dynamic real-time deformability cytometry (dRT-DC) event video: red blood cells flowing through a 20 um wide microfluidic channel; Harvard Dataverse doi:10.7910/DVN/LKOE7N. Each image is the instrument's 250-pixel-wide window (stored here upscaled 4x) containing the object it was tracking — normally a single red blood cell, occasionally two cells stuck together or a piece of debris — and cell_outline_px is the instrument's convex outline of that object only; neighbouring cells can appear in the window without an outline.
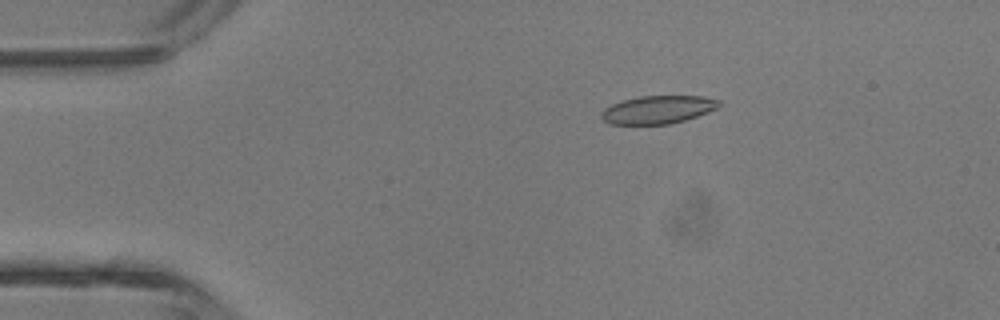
{"species": "common noctule bat (a hibernating species)", "species_latin": "Nyctalus noctula", "temperature_condition": "room temperature", "stored_images_in_passage": 43, "camera_frame_rate_fps": 3000, "um_per_image_px": 0.085, "animal": {"sex": "male", "body_mass_g": 13.3}, "frame": {"image": 1, "passage_image": 8, "time_ms": 2.333, "image_size_px": [1000, 320], "cell_outline_px": [[720, 104], [716, 108], [708, 112], [684, 120], [668, 124], [608, 124], [600, 116], [604, 108], [612, 104], [624, 100], [640, 96], [704, 96], [720, 100]], "centroid_in_image_um": [55.91, 9.32], "position_along_channel_um": 29.1, "area_um2": 19.07}}
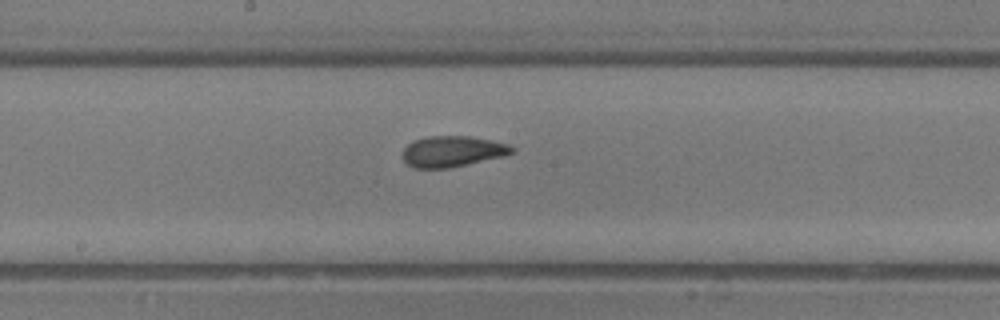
{"frame": {"image": 2, "passage_image": 23, "time_ms": 7.333, "image_size_px": [1000, 320], "cell_outline_px": [[516, 148], [512, 152], [504, 156], [448, 168], [416, 168], [408, 164], [404, 160], [404, 148], [412, 140], [428, 136], [468, 136], [492, 140], [508, 144]], "centroid_in_image_um": [38.46, 12.86], "position_along_channel_um": 209.7, "area_um2": 19.54}}
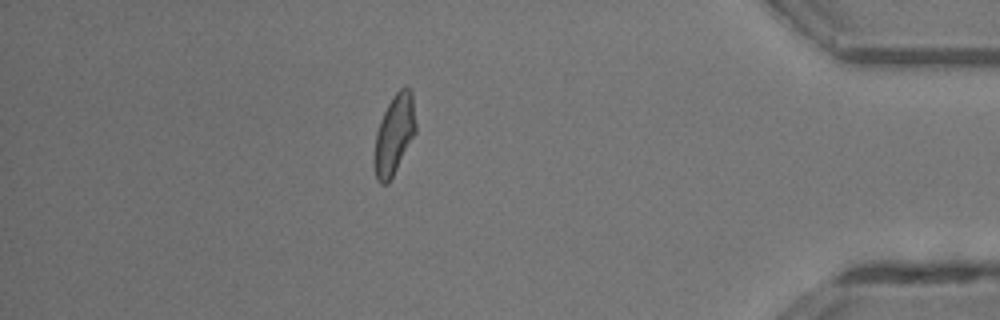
{"frame": {"image": 3, "passage_image": 38, "time_ms": 12.333, "image_size_px": [1000, 320], "cell_outline_px": [[416, 132], [388, 184], [380, 184], [376, 180], [376, 132], [380, 120], [388, 104], [396, 92], [400, 88], [408, 88], [412, 92], [416, 124]], "centroid_in_image_um": [33.54, 11.41], "position_along_channel_um": 401.7, "area_um2": 18.67}, "authors_computed_cell_mechanics": {"area_um2": 19.5942, "velocity_mm_per_s": 4.7306, "shape_relaxation_time_tau1_ms": 3.2135, "shape_relaxation_time_tau2_ms": 1.464, "deformation_change_tau1": 0.1068, "deformation_change_tau2": 0.0617}}